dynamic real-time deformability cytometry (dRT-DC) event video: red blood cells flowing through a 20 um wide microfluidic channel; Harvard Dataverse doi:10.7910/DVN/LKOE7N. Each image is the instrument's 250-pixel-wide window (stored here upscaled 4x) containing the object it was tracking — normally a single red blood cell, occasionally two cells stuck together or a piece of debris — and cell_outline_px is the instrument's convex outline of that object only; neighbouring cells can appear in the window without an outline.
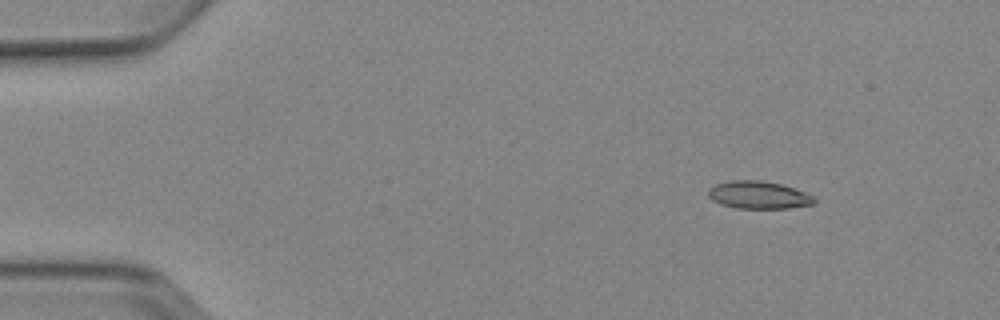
{"species": "Egyptian fruit bat (a non-hibernating species)", "species_latin": "Rousettus aegyptiacus", "temperature_condition": "cold", "stored_images_in_passage": 4, "camera_frame_rate_fps": 3000, "um_per_image_px": 0.085, "animal": {"sex": "female"}, "frame": {"image": 1, "passage_image": 2, "time_ms": 1.333, "image_size_px": [1000, 320], "cell_outline_px": [[816, 204], [788, 208], [736, 208], [720, 204], [712, 200], [708, 196], [708, 188], [716, 184], [732, 180], [760, 180], [780, 184], [804, 192], [812, 196], [816, 200]], "centroid_in_image_um": [64.45, 16.58], "position_along_channel_um": 20.5, "area_um2": 16.99}}